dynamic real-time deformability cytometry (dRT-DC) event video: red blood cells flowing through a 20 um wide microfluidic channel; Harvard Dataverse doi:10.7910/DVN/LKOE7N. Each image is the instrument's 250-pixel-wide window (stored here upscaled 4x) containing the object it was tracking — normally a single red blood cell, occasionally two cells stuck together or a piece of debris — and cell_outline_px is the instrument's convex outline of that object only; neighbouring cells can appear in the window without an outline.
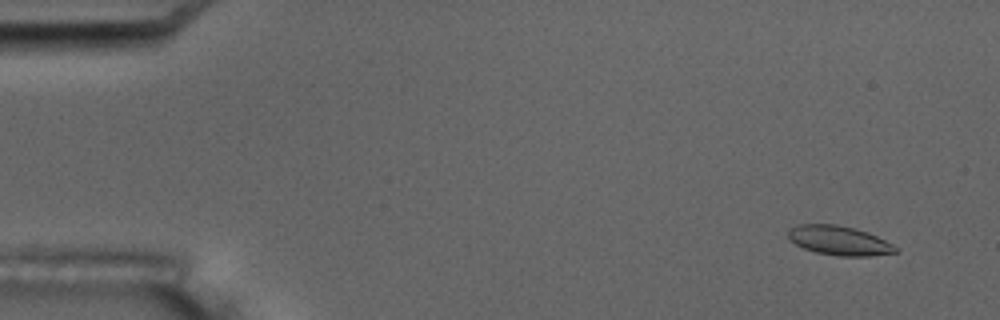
{"species": "common noctule bat (a hibernating species)", "species_latin": "Nyctalus noctula", "temperature_condition": "room temperature", "stored_images_in_passage": 6, "camera_frame_rate_fps": 3000, "um_per_image_px": 0.085, "animal": {"sex": "male", "body_mass_g": 17.5, "forearm_length_mm": 52.3}, "frame": {"image": 1, "passage_image": 2, "time_ms": 1.0, "image_size_px": [1000, 320], "cell_outline_px": [[900, 248], [896, 252], [868, 256], [836, 256], [816, 252], [804, 248], [796, 244], [788, 236], [788, 232], [796, 224], [836, 224], [868, 232]], "centroid_in_image_um": [71.34, 20.45], "position_along_channel_um": 13.7, "area_um2": 18.15}}